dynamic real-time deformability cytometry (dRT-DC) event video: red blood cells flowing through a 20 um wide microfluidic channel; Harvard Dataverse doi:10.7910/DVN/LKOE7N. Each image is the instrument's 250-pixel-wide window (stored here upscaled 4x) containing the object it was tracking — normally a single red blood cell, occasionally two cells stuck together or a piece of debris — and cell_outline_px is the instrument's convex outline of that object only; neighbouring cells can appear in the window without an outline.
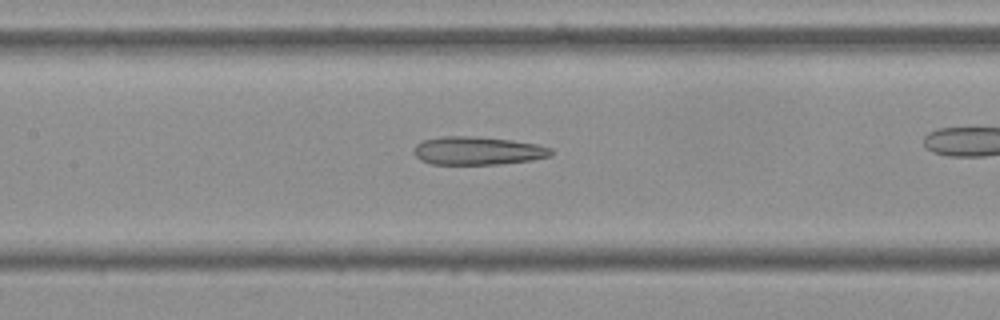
{"species": "Egyptian fruit bat (a non-hibernating species)", "species_latin": "Rousettus aegyptiacus", "temperature_condition": "cold", "stored_images_in_passage": 43, "camera_frame_rate_fps": 3000, "um_per_image_px": 0.085, "frame": {"image": 1, "passage_image": 25, "time_ms": 8.0, "image_size_px": [1000, 320], "cell_outline_px": [[552, 156], [532, 160], [500, 164], [432, 164], [420, 160], [412, 152], [412, 148], [416, 144], [424, 140], [440, 136], [476, 136], [512, 140], [536, 144], [552, 148]], "centroid_in_image_um": [40.58, 12.81], "position_along_channel_um": 166.8, "area_um2": 22.77}}
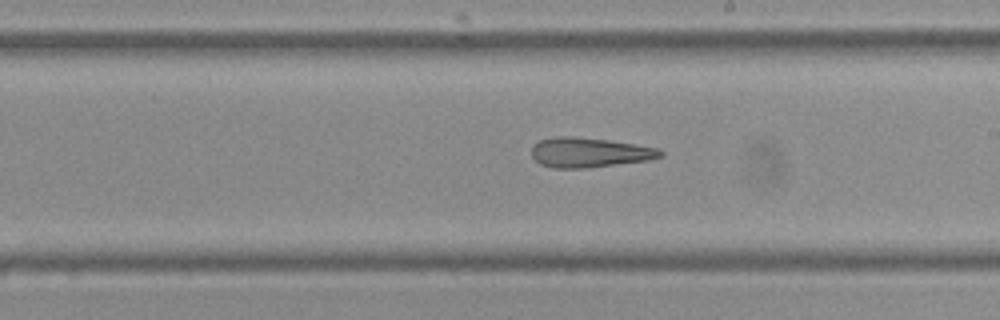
{"frame": {"image": 2, "passage_image": 31, "time_ms": 10.0, "image_size_px": [1000, 320], "cell_outline_px": [[664, 156], [648, 160], [588, 168], [552, 168], [540, 164], [532, 156], [532, 144], [540, 140], [556, 136], [572, 136], [608, 140], [660, 148], [664, 152]], "centroid_in_image_um": [50.1, 12.96], "position_along_channel_um": 238.9, "area_um2": 22.48}}